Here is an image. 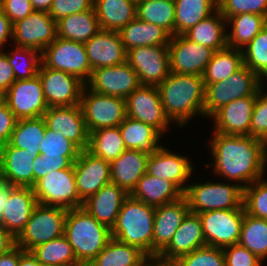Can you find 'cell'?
Returning <instances> with one entry per match:
<instances>
[{
  "mask_svg": "<svg viewBox=\"0 0 267 266\" xmlns=\"http://www.w3.org/2000/svg\"><path fill=\"white\" fill-rule=\"evenodd\" d=\"M226 26V18L217 9L183 35L199 45L217 51L227 46Z\"/></svg>",
  "mask_w": 267,
  "mask_h": 266,
  "instance_id": "cell-35",
  "label": "cell"
},
{
  "mask_svg": "<svg viewBox=\"0 0 267 266\" xmlns=\"http://www.w3.org/2000/svg\"><path fill=\"white\" fill-rule=\"evenodd\" d=\"M178 266H226L223 249L203 246L175 261Z\"/></svg>",
  "mask_w": 267,
  "mask_h": 266,
  "instance_id": "cell-49",
  "label": "cell"
},
{
  "mask_svg": "<svg viewBox=\"0 0 267 266\" xmlns=\"http://www.w3.org/2000/svg\"><path fill=\"white\" fill-rule=\"evenodd\" d=\"M57 37L85 44L101 29L94 7L56 21Z\"/></svg>",
  "mask_w": 267,
  "mask_h": 266,
  "instance_id": "cell-36",
  "label": "cell"
},
{
  "mask_svg": "<svg viewBox=\"0 0 267 266\" xmlns=\"http://www.w3.org/2000/svg\"><path fill=\"white\" fill-rule=\"evenodd\" d=\"M84 45L92 71L126 61L127 51L118 31L101 29Z\"/></svg>",
  "mask_w": 267,
  "mask_h": 266,
  "instance_id": "cell-26",
  "label": "cell"
},
{
  "mask_svg": "<svg viewBox=\"0 0 267 266\" xmlns=\"http://www.w3.org/2000/svg\"><path fill=\"white\" fill-rule=\"evenodd\" d=\"M80 151L69 139L46 127L39 155L33 162V186L39 179L53 171L70 168L77 160Z\"/></svg>",
  "mask_w": 267,
  "mask_h": 266,
  "instance_id": "cell-11",
  "label": "cell"
},
{
  "mask_svg": "<svg viewBox=\"0 0 267 266\" xmlns=\"http://www.w3.org/2000/svg\"><path fill=\"white\" fill-rule=\"evenodd\" d=\"M18 119L6 104L0 107V146L9 143Z\"/></svg>",
  "mask_w": 267,
  "mask_h": 266,
  "instance_id": "cell-55",
  "label": "cell"
},
{
  "mask_svg": "<svg viewBox=\"0 0 267 266\" xmlns=\"http://www.w3.org/2000/svg\"><path fill=\"white\" fill-rule=\"evenodd\" d=\"M126 51L135 47L168 46L171 35L162 27L138 18L119 31Z\"/></svg>",
  "mask_w": 267,
  "mask_h": 266,
  "instance_id": "cell-33",
  "label": "cell"
},
{
  "mask_svg": "<svg viewBox=\"0 0 267 266\" xmlns=\"http://www.w3.org/2000/svg\"><path fill=\"white\" fill-rule=\"evenodd\" d=\"M256 97L257 94L238 98L218 109L211 116L215 122L214 131L226 135H250L252 111Z\"/></svg>",
  "mask_w": 267,
  "mask_h": 266,
  "instance_id": "cell-25",
  "label": "cell"
},
{
  "mask_svg": "<svg viewBox=\"0 0 267 266\" xmlns=\"http://www.w3.org/2000/svg\"><path fill=\"white\" fill-rule=\"evenodd\" d=\"M48 107L80 105L85 83L64 71L39 66L38 74Z\"/></svg>",
  "mask_w": 267,
  "mask_h": 266,
  "instance_id": "cell-13",
  "label": "cell"
},
{
  "mask_svg": "<svg viewBox=\"0 0 267 266\" xmlns=\"http://www.w3.org/2000/svg\"><path fill=\"white\" fill-rule=\"evenodd\" d=\"M226 266H262V260L240 244L223 248Z\"/></svg>",
  "mask_w": 267,
  "mask_h": 266,
  "instance_id": "cell-52",
  "label": "cell"
},
{
  "mask_svg": "<svg viewBox=\"0 0 267 266\" xmlns=\"http://www.w3.org/2000/svg\"><path fill=\"white\" fill-rule=\"evenodd\" d=\"M64 236L78 262L93 261L110 240L111 230L78 207L67 210Z\"/></svg>",
  "mask_w": 267,
  "mask_h": 266,
  "instance_id": "cell-4",
  "label": "cell"
},
{
  "mask_svg": "<svg viewBox=\"0 0 267 266\" xmlns=\"http://www.w3.org/2000/svg\"><path fill=\"white\" fill-rule=\"evenodd\" d=\"M87 150L109 163L116 160L126 150L119 127L102 128L89 133Z\"/></svg>",
  "mask_w": 267,
  "mask_h": 266,
  "instance_id": "cell-41",
  "label": "cell"
},
{
  "mask_svg": "<svg viewBox=\"0 0 267 266\" xmlns=\"http://www.w3.org/2000/svg\"><path fill=\"white\" fill-rule=\"evenodd\" d=\"M149 155L138 150L126 149L110 163L111 183L130 194L146 173Z\"/></svg>",
  "mask_w": 267,
  "mask_h": 266,
  "instance_id": "cell-30",
  "label": "cell"
},
{
  "mask_svg": "<svg viewBox=\"0 0 267 266\" xmlns=\"http://www.w3.org/2000/svg\"><path fill=\"white\" fill-rule=\"evenodd\" d=\"M57 38L56 21L48 12L33 11L13 23L12 40L16 47L32 48L42 52Z\"/></svg>",
  "mask_w": 267,
  "mask_h": 266,
  "instance_id": "cell-16",
  "label": "cell"
},
{
  "mask_svg": "<svg viewBox=\"0 0 267 266\" xmlns=\"http://www.w3.org/2000/svg\"><path fill=\"white\" fill-rule=\"evenodd\" d=\"M141 266H153V258L149 257Z\"/></svg>",
  "mask_w": 267,
  "mask_h": 266,
  "instance_id": "cell-66",
  "label": "cell"
},
{
  "mask_svg": "<svg viewBox=\"0 0 267 266\" xmlns=\"http://www.w3.org/2000/svg\"><path fill=\"white\" fill-rule=\"evenodd\" d=\"M18 266H42L31 252L24 251L19 247V262Z\"/></svg>",
  "mask_w": 267,
  "mask_h": 266,
  "instance_id": "cell-60",
  "label": "cell"
},
{
  "mask_svg": "<svg viewBox=\"0 0 267 266\" xmlns=\"http://www.w3.org/2000/svg\"><path fill=\"white\" fill-rule=\"evenodd\" d=\"M34 11L49 12L53 0H30Z\"/></svg>",
  "mask_w": 267,
  "mask_h": 266,
  "instance_id": "cell-62",
  "label": "cell"
},
{
  "mask_svg": "<svg viewBox=\"0 0 267 266\" xmlns=\"http://www.w3.org/2000/svg\"><path fill=\"white\" fill-rule=\"evenodd\" d=\"M244 65L243 51L226 46L214 52L203 74L204 84L229 78Z\"/></svg>",
  "mask_w": 267,
  "mask_h": 266,
  "instance_id": "cell-40",
  "label": "cell"
},
{
  "mask_svg": "<svg viewBox=\"0 0 267 266\" xmlns=\"http://www.w3.org/2000/svg\"><path fill=\"white\" fill-rule=\"evenodd\" d=\"M153 266H178V264L175 261H162L157 257H154Z\"/></svg>",
  "mask_w": 267,
  "mask_h": 266,
  "instance_id": "cell-63",
  "label": "cell"
},
{
  "mask_svg": "<svg viewBox=\"0 0 267 266\" xmlns=\"http://www.w3.org/2000/svg\"><path fill=\"white\" fill-rule=\"evenodd\" d=\"M94 0H53L49 15L55 20L93 8Z\"/></svg>",
  "mask_w": 267,
  "mask_h": 266,
  "instance_id": "cell-53",
  "label": "cell"
},
{
  "mask_svg": "<svg viewBox=\"0 0 267 266\" xmlns=\"http://www.w3.org/2000/svg\"><path fill=\"white\" fill-rule=\"evenodd\" d=\"M245 213L267 220V179H259L243 189Z\"/></svg>",
  "mask_w": 267,
  "mask_h": 266,
  "instance_id": "cell-48",
  "label": "cell"
},
{
  "mask_svg": "<svg viewBox=\"0 0 267 266\" xmlns=\"http://www.w3.org/2000/svg\"><path fill=\"white\" fill-rule=\"evenodd\" d=\"M218 10L226 20L242 13H254L267 18V0H218Z\"/></svg>",
  "mask_w": 267,
  "mask_h": 266,
  "instance_id": "cell-50",
  "label": "cell"
},
{
  "mask_svg": "<svg viewBox=\"0 0 267 266\" xmlns=\"http://www.w3.org/2000/svg\"><path fill=\"white\" fill-rule=\"evenodd\" d=\"M37 203L66 210L82 207L74 176V165L53 171L32 187Z\"/></svg>",
  "mask_w": 267,
  "mask_h": 266,
  "instance_id": "cell-9",
  "label": "cell"
},
{
  "mask_svg": "<svg viewBox=\"0 0 267 266\" xmlns=\"http://www.w3.org/2000/svg\"><path fill=\"white\" fill-rule=\"evenodd\" d=\"M206 246L199 214L189 212L174 233L168 246L157 256L162 261H176L179 257Z\"/></svg>",
  "mask_w": 267,
  "mask_h": 266,
  "instance_id": "cell-28",
  "label": "cell"
},
{
  "mask_svg": "<svg viewBox=\"0 0 267 266\" xmlns=\"http://www.w3.org/2000/svg\"><path fill=\"white\" fill-rule=\"evenodd\" d=\"M136 18L155 24L175 35L174 2L160 0H137Z\"/></svg>",
  "mask_w": 267,
  "mask_h": 266,
  "instance_id": "cell-43",
  "label": "cell"
},
{
  "mask_svg": "<svg viewBox=\"0 0 267 266\" xmlns=\"http://www.w3.org/2000/svg\"><path fill=\"white\" fill-rule=\"evenodd\" d=\"M175 35H183L218 9V0H175Z\"/></svg>",
  "mask_w": 267,
  "mask_h": 266,
  "instance_id": "cell-39",
  "label": "cell"
},
{
  "mask_svg": "<svg viewBox=\"0 0 267 266\" xmlns=\"http://www.w3.org/2000/svg\"><path fill=\"white\" fill-rule=\"evenodd\" d=\"M67 210L37 204L24 230L16 238V245L24 251L64 235Z\"/></svg>",
  "mask_w": 267,
  "mask_h": 266,
  "instance_id": "cell-7",
  "label": "cell"
},
{
  "mask_svg": "<svg viewBox=\"0 0 267 266\" xmlns=\"http://www.w3.org/2000/svg\"><path fill=\"white\" fill-rule=\"evenodd\" d=\"M9 193H10V185L0 180V225L2 219V212L5 207V204H7Z\"/></svg>",
  "mask_w": 267,
  "mask_h": 266,
  "instance_id": "cell-61",
  "label": "cell"
},
{
  "mask_svg": "<svg viewBox=\"0 0 267 266\" xmlns=\"http://www.w3.org/2000/svg\"><path fill=\"white\" fill-rule=\"evenodd\" d=\"M42 117L48 129L69 139L81 151L88 148L89 132L80 105L48 107Z\"/></svg>",
  "mask_w": 267,
  "mask_h": 266,
  "instance_id": "cell-20",
  "label": "cell"
},
{
  "mask_svg": "<svg viewBox=\"0 0 267 266\" xmlns=\"http://www.w3.org/2000/svg\"><path fill=\"white\" fill-rule=\"evenodd\" d=\"M19 246L15 245L8 252L0 255V266H18Z\"/></svg>",
  "mask_w": 267,
  "mask_h": 266,
  "instance_id": "cell-59",
  "label": "cell"
},
{
  "mask_svg": "<svg viewBox=\"0 0 267 266\" xmlns=\"http://www.w3.org/2000/svg\"><path fill=\"white\" fill-rule=\"evenodd\" d=\"M148 258L138 247L111 237L93 262L97 266H141Z\"/></svg>",
  "mask_w": 267,
  "mask_h": 266,
  "instance_id": "cell-38",
  "label": "cell"
},
{
  "mask_svg": "<svg viewBox=\"0 0 267 266\" xmlns=\"http://www.w3.org/2000/svg\"><path fill=\"white\" fill-rule=\"evenodd\" d=\"M0 8L12 24L34 11L30 0H0Z\"/></svg>",
  "mask_w": 267,
  "mask_h": 266,
  "instance_id": "cell-54",
  "label": "cell"
},
{
  "mask_svg": "<svg viewBox=\"0 0 267 266\" xmlns=\"http://www.w3.org/2000/svg\"><path fill=\"white\" fill-rule=\"evenodd\" d=\"M38 155L10 143L0 146V180L11 186L33 187V162Z\"/></svg>",
  "mask_w": 267,
  "mask_h": 266,
  "instance_id": "cell-23",
  "label": "cell"
},
{
  "mask_svg": "<svg viewBox=\"0 0 267 266\" xmlns=\"http://www.w3.org/2000/svg\"><path fill=\"white\" fill-rule=\"evenodd\" d=\"M16 81L13 68L10 65L7 55L0 52V87L8 90Z\"/></svg>",
  "mask_w": 267,
  "mask_h": 266,
  "instance_id": "cell-56",
  "label": "cell"
},
{
  "mask_svg": "<svg viewBox=\"0 0 267 266\" xmlns=\"http://www.w3.org/2000/svg\"><path fill=\"white\" fill-rule=\"evenodd\" d=\"M37 204L32 187L10 185L7 204L2 212L1 226L16 239L24 230Z\"/></svg>",
  "mask_w": 267,
  "mask_h": 266,
  "instance_id": "cell-27",
  "label": "cell"
},
{
  "mask_svg": "<svg viewBox=\"0 0 267 266\" xmlns=\"http://www.w3.org/2000/svg\"><path fill=\"white\" fill-rule=\"evenodd\" d=\"M160 1H169V2H174L175 0H160Z\"/></svg>",
  "mask_w": 267,
  "mask_h": 266,
  "instance_id": "cell-67",
  "label": "cell"
},
{
  "mask_svg": "<svg viewBox=\"0 0 267 266\" xmlns=\"http://www.w3.org/2000/svg\"><path fill=\"white\" fill-rule=\"evenodd\" d=\"M166 116L183 127L192 117L204 115L205 85L203 76L174 74L157 86Z\"/></svg>",
  "mask_w": 267,
  "mask_h": 266,
  "instance_id": "cell-2",
  "label": "cell"
},
{
  "mask_svg": "<svg viewBox=\"0 0 267 266\" xmlns=\"http://www.w3.org/2000/svg\"><path fill=\"white\" fill-rule=\"evenodd\" d=\"M16 245V239L0 225V255L8 252Z\"/></svg>",
  "mask_w": 267,
  "mask_h": 266,
  "instance_id": "cell-58",
  "label": "cell"
},
{
  "mask_svg": "<svg viewBox=\"0 0 267 266\" xmlns=\"http://www.w3.org/2000/svg\"><path fill=\"white\" fill-rule=\"evenodd\" d=\"M192 213L210 210H232L243 206V188L238 184L212 183L190 184L184 192Z\"/></svg>",
  "mask_w": 267,
  "mask_h": 266,
  "instance_id": "cell-6",
  "label": "cell"
},
{
  "mask_svg": "<svg viewBox=\"0 0 267 266\" xmlns=\"http://www.w3.org/2000/svg\"><path fill=\"white\" fill-rule=\"evenodd\" d=\"M86 85L97 93L126 99L141 84L136 71L125 61L119 65L94 69Z\"/></svg>",
  "mask_w": 267,
  "mask_h": 266,
  "instance_id": "cell-19",
  "label": "cell"
},
{
  "mask_svg": "<svg viewBox=\"0 0 267 266\" xmlns=\"http://www.w3.org/2000/svg\"><path fill=\"white\" fill-rule=\"evenodd\" d=\"M198 214L206 245L223 249L238 244L245 214L244 206L240 209L210 210Z\"/></svg>",
  "mask_w": 267,
  "mask_h": 266,
  "instance_id": "cell-12",
  "label": "cell"
},
{
  "mask_svg": "<svg viewBox=\"0 0 267 266\" xmlns=\"http://www.w3.org/2000/svg\"><path fill=\"white\" fill-rule=\"evenodd\" d=\"M130 195L147 205L158 207L180 199L184 193L173 182L145 173Z\"/></svg>",
  "mask_w": 267,
  "mask_h": 266,
  "instance_id": "cell-31",
  "label": "cell"
},
{
  "mask_svg": "<svg viewBox=\"0 0 267 266\" xmlns=\"http://www.w3.org/2000/svg\"><path fill=\"white\" fill-rule=\"evenodd\" d=\"M30 252L42 266H75L78 263L74 250L64 235L43 243Z\"/></svg>",
  "mask_w": 267,
  "mask_h": 266,
  "instance_id": "cell-42",
  "label": "cell"
},
{
  "mask_svg": "<svg viewBox=\"0 0 267 266\" xmlns=\"http://www.w3.org/2000/svg\"><path fill=\"white\" fill-rule=\"evenodd\" d=\"M125 101L127 117L152 126L161 135L168 130L170 119L164 112L157 86L141 84Z\"/></svg>",
  "mask_w": 267,
  "mask_h": 266,
  "instance_id": "cell-14",
  "label": "cell"
},
{
  "mask_svg": "<svg viewBox=\"0 0 267 266\" xmlns=\"http://www.w3.org/2000/svg\"><path fill=\"white\" fill-rule=\"evenodd\" d=\"M265 78H267V76L265 77ZM263 94L267 97V91H266V93L265 92H263Z\"/></svg>",
  "mask_w": 267,
  "mask_h": 266,
  "instance_id": "cell-68",
  "label": "cell"
},
{
  "mask_svg": "<svg viewBox=\"0 0 267 266\" xmlns=\"http://www.w3.org/2000/svg\"><path fill=\"white\" fill-rule=\"evenodd\" d=\"M155 207L132 197L123 201L111 237L141 249L152 258Z\"/></svg>",
  "mask_w": 267,
  "mask_h": 266,
  "instance_id": "cell-3",
  "label": "cell"
},
{
  "mask_svg": "<svg viewBox=\"0 0 267 266\" xmlns=\"http://www.w3.org/2000/svg\"><path fill=\"white\" fill-rule=\"evenodd\" d=\"M262 85L257 94L252 111L250 136L267 143V97L263 94Z\"/></svg>",
  "mask_w": 267,
  "mask_h": 266,
  "instance_id": "cell-51",
  "label": "cell"
},
{
  "mask_svg": "<svg viewBox=\"0 0 267 266\" xmlns=\"http://www.w3.org/2000/svg\"><path fill=\"white\" fill-rule=\"evenodd\" d=\"M40 55L45 67L64 71L85 84L91 78L92 69L83 43L57 37Z\"/></svg>",
  "mask_w": 267,
  "mask_h": 266,
  "instance_id": "cell-10",
  "label": "cell"
},
{
  "mask_svg": "<svg viewBox=\"0 0 267 266\" xmlns=\"http://www.w3.org/2000/svg\"><path fill=\"white\" fill-rule=\"evenodd\" d=\"M212 138L210 152L215 162L206 166L213 165L215 174L238 182L243 189L263 177L267 166L265 141L250 135L217 132Z\"/></svg>",
  "mask_w": 267,
  "mask_h": 266,
  "instance_id": "cell-1",
  "label": "cell"
},
{
  "mask_svg": "<svg viewBox=\"0 0 267 266\" xmlns=\"http://www.w3.org/2000/svg\"><path fill=\"white\" fill-rule=\"evenodd\" d=\"M244 65L261 79L267 76V25L242 50Z\"/></svg>",
  "mask_w": 267,
  "mask_h": 266,
  "instance_id": "cell-47",
  "label": "cell"
},
{
  "mask_svg": "<svg viewBox=\"0 0 267 266\" xmlns=\"http://www.w3.org/2000/svg\"><path fill=\"white\" fill-rule=\"evenodd\" d=\"M119 130L126 149L138 150L150 156L161 147V134L139 120L126 117L119 125Z\"/></svg>",
  "mask_w": 267,
  "mask_h": 266,
  "instance_id": "cell-34",
  "label": "cell"
},
{
  "mask_svg": "<svg viewBox=\"0 0 267 266\" xmlns=\"http://www.w3.org/2000/svg\"><path fill=\"white\" fill-rule=\"evenodd\" d=\"M170 72L203 76L214 50L199 45L184 35L171 36L169 44Z\"/></svg>",
  "mask_w": 267,
  "mask_h": 266,
  "instance_id": "cell-17",
  "label": "cell"
},
{
  "mask_svg": "<svg viewBox=\"0 0 267 266\" xmlns=\"http://www.w3.org/2000/svg\"><path fill=\"white\" fill-rule=\"evenodd\" d=\"M189 212V204L185 196L155 207L152 258L157 257L168 246Z\"/></svg>",
  "mask_w": 267,
  "mask_h": 266,
  "instance_id": "cell-22",
  "label": "cell"
},
{
  "mask_svg": "<svg viewBox=\"0 0 267 266\" xmlns=\"http://www.w3.org/2000/svg\"><path fill=\"white\" fill-rule=\"evenodd\" d=\"M45 131L46 124L43 117L20 119L16 123L9 143L25 151L39 152Z\"/></svg>",
  "mask_w": 267,
  "mask_h": 266,
  "instance_id": "cell-44",
  "label": "cell"
},
{
  "mask_svg": "<svg viewBox=\"0 0 267 266\" xmlns=\"http://www.w3.org/2000/svg\"><path fill=\"white\" fill-rule=\"evenodd\" d=\"M10 37H13V24L0 8V52Z\"/></svg>",
  "mask_w": 267,
  "mask_h": 266,
  "instance_id": "cell-57",
  "label": "cell"
},
{
  "mask_svg": "<svg viewBox=\"0 0 267 266\" xmlns=\"http://www.w3.org/2000/svg\"><path fill=\"white\" fill-rule=\"evenodd\" d=\"M6 104L18 120L42 117L48 105L39 76L16 80L7 90Z\"/></svg>",
  "mask_w": 267,
  "mask_h": 266,
  "instance_id": "cell-18",
  "label": "cell"
},
{
  "mask_svg": "<svg viewBox=\"0 0 267 266\" xmlns=\"http://www.w3.org/2000/svg\"><path fill=\"white\" fill-rule=\"evenodd\" d=\"M73 165L76 188L82 202L111 182L110 163L87 149L80 151Z\"/></svg>",
  "mask_w": 267,
  "mask_h": 266,
  "instance_id": "cell-21",
  "label": "cell"
},
{
  "mask_svg": "<svg viewBox=\"0 0 267 266\" xmlns=\"http://www.w3.org/2000/svg\"><path fill=\"white\" fill-rule=\"evenodd\" d=\"M193 166L187 157L172 153L161 146L147 161L146 173L173 182L183 193L185 182L190 178Z\"/></svg>",
  "mask_w": 267,
  "mask_h": 266,
  "instance_id": "cell-24",
  "label": "cell"
},
{
  "mask_svg": "<svg viewBox=\"0 0 267 266\" xmlns=\"http://www.w3.org/2000/svg\"><path fill=\"white\" fill-rule=\"evenodd\" d=\"M226 22L227 26L232 23L231 31H227V46L243 50L267 25V18L254 13H242L230 16Z\"/></svg>",
  "mask_w": 267,
  "mask_h": 266,
  "instance_id": "cell-37",
  "label": "cell"
},
{
  "mask_svg": "<svg viewBox=\"0 0 267 266\" xmlns=\"http://www.w3.org/2000/svg\"><path fill=\"white\" fill-rule=\"evenodd\" d=\"M238 244L262 261L267 258V220L245 213Z\"/></svg>",
  "mask_w": 267,
  "mask_h": 266,
  "instance_id": "cell-45",
  "label": "cell"
},
{
  "mask_svg": "<svg viewBox=\"0 0 267 266\" xmlns=\"http://www.w3.org/2000/svg\"><path fill=\"white\" fill-rule=\"evenodd\" d=\"M80 106L89 133L97 129L119 127L127 117L124 98L97 93L87 85L83 89Z\"/></svg>",
  "mask_w": 267,
  "mask_h": 266,
  "instance_id": "cell-8",
  "label": "cell"
},
{
  "mask_svg": "<svg viewBox=\"0 0 267 266\" xmlns=\"http://www.w3.org/2000/svg\"><path fill=\"white\" fill-rule=\"evenodd\" d=\"M7 102V90L0 87V107L6 105Z\"/></svg>",
  "mask_w": 267,
  "mask_h": 266,
  "instance_id": "cell-64",
  "label": "cell"
},
{
  "mask_svg": "<svg viewBox=\"0 0 267 266\" xmlns=\"http://www.w3.org/2000/svg\"><path fill=\"white\" fill-rule=\"evenodd\" d=\"M13 52V53H12ZM11 53L4 52L10 62L16 80L31 79L38 74L41 52L32 48L16 47ZM24 57V58H23ZM26 58V60H23ZM21 62V63H20ZM23 62V65H21Z\"/></svg>",
  "mask_w": 267,
  "mask_h": 266,
  "instance_id": "cell-46",
  "label": "cell"
},
{
  "mask_svg": "<svg viewBox=\"0 0 267 266\" xmlns=\"http://www.w3.org/2000/svg\"><path fill=\"white\" fill-rule=\"evenodd\" d=\"M75 266H97L93 261H81L78 262Z\"/></svg>",
  "mask_w": 267,
  "mask_h": 266,
  "instance_id": "cell-65",
  "label": "cell"
},
{
  "mask_svg": "<svg viewBox=\"0 0 267 266\" xmlns=\"http://www.w3.org/2000/svg\"><path fill=\"white\" fill-rule=\"evenodd\" d=\"M261 78L243 65L229 78L205 85L204 115L211 117L222 106L238 98H246L258 94Z\"/></svg>",
  "mask_w": 267,
  "mask_h": 266,
  "instance_id": "cell-5",
  "label": "cell"
},
{
  "mask_svg": "<svg viewBox=\"0 0 267 266\" xmlns=\"http://www.w3.org/2000/svg\"><path fill=\"white\" fill-rule=\"evenodd\" d=\"M128 195L123 188L110 182L83 201L82 208L111 230Z\"/></svg>",
  "mask_w": 267,
  "mask_h": 266,
  "instance_id": "cell-29",
  "label": "cell"
},
{
  "mask_svg": "<svg viewBox=\"0 0 267 266\" xmlns=\"http://www.w3.org/2000/svg\"><path fill=\"white\" fill-rule=\"evenodd\" d=\"M126 61L136 71L142 85L158 86L170 74L168 46L135 47Z\"/></svg>",
  "mask_w": 267,
  "mask_h": 266,
  "instance_id": "cell-15",
  "label": "cell"
},
{
  "mask_svg": "<svg viewBox=\"0 0 267 266\" xmlns=\"http://www.w3.org/2000/svg\"><path fill=\"white\" fill-rule=\"evenodd\" d=\"M100 29L120 31L136 19L137 0H94Z\"/></svg>",
  "mask_w": 267,
  "mask_h": 266,
  "instance_id": "cell-32",
  "label": "cell"
}]
</instances>
